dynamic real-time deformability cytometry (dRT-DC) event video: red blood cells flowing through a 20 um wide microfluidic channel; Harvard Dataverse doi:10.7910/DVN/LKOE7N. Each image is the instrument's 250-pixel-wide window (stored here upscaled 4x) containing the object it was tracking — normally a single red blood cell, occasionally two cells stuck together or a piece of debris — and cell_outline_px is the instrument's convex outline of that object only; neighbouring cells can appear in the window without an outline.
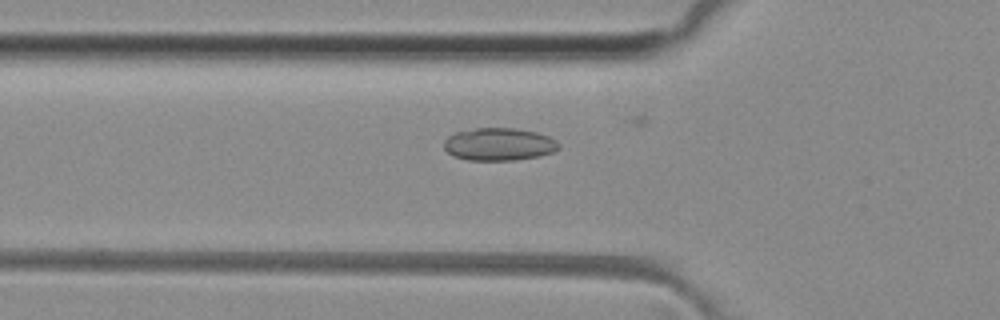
{"species": "common noctule bat (a hibernating species)", "species_latin": "Nyctalus noctula", "temperature_condition": "room temperature", "stored_images_in_passage": 46, "camera_frame_rate_fps": 3000, "um_per_image_px": 0.085, "animal": {"sex": "female", "body_mass_g": 29.2, "forearm_length_mm": 56.3}, "frame": {"image": 1, "passage_image": 17, "time_ms": 5.333, "image_size_px": [1000, 320], "cell_outline_px": [[560, 148], [552, 152], [540, 156], [516, 160], [468, 160], [452, 156], [444, 148], [444, 140], [448, 136], [456, 132], [476, 128], [516, 128], [536, 132], [548, 136], [556, 140], [560, 144]], "centroid_in_image_um": [42.42, 12.26], "position_along_channel_um": 83.4, "area_um2": 21.96}}
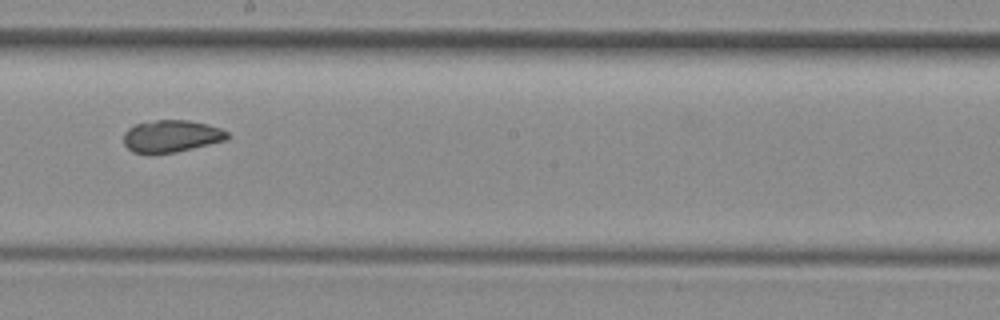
{"frame": {"image": 2, "passage_image": 28, "time_ms": 9.0, "image_size_px": [1000, 320], "cell_outline_px": [[228, 140], [176, 152], [132, 152], [124, 144], [124, 132], [128, 128], [136, 124], [156, 120], [188, 120], [220, 128], [228, 132]], "centroid_in_image_um": [14.58, 11.56], "position_along_channel_um": 233.6, "area_um2": 19.13}}
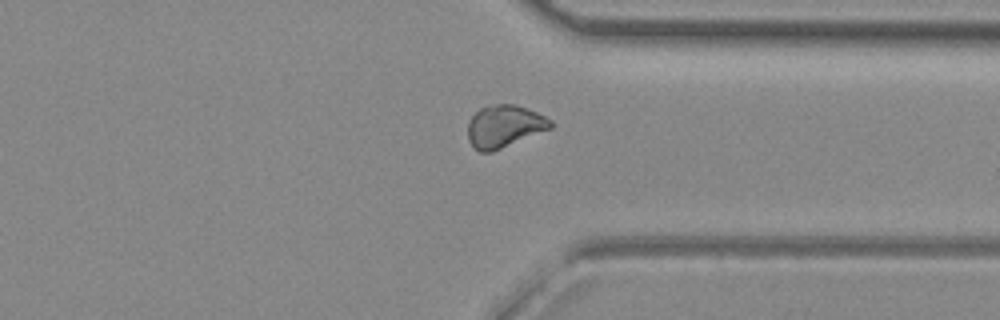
{"frame": {"image": 3, "passage_image": 38, "time_ms": 12.333, "image_size_px": [1000, 320], "cell_outline_px": [[552, 128], [492, 152], [480, 152], [472, 148], [468, 140], [468, 120], [480, 108], [492, 104], [516, 104], [528, 108], [552, 120]], "centroid_in_image_um": [42.84, 10.74], "position_along_channel_um": 368.6, "area_um2": 20.63}, "authors_computed_cell_mechanics": {"area_um2": 20.3167, "velocity_mm_per_s": 4.0821, "shape_relaxation_time_tau1_ms": null, "shape_relaxation_time_tau2_ms": 2.379, "deformation_change_tau1": null, "deformation_change_tau2": 0.0654}}